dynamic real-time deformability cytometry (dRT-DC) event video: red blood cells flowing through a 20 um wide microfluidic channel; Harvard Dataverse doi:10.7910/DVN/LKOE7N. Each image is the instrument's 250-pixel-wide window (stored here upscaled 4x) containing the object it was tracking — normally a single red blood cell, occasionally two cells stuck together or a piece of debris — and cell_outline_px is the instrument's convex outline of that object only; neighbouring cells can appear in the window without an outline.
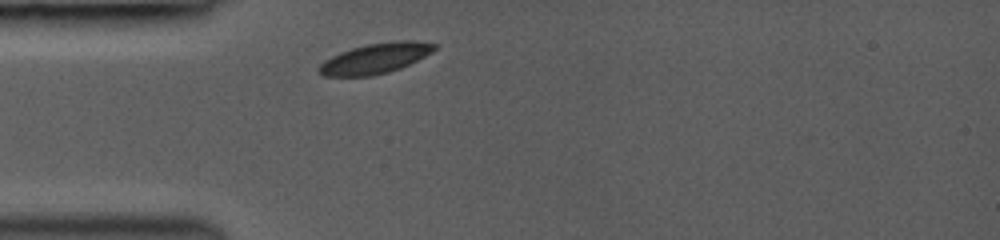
{"species": "common noctule bat (a hibernating species)", "species_latin": "Nyctalus noctula", "temperature_condition": "room temperature", "stored_images_in_passage": 5, "camera_frame_rate_fps": 3000, "um_per_image_px": 0.085, "animal": {"sex": "female", "body_mass_g": 19.0, "forearm_length_mm": 53.3}, "frame": {"image": 1, "passage_image": 1, "time_ms": 0.0, "image_size_px": [1000, 240], "cell_outline_px": [[440, 44], [432, 52], [400, 68], [388, 72], [372, 76], [324, 76], [316, 72], [316, 68], [324, 60], [340, 52], [352, 48], [368, 44], [396, 40], [408, 40]], "centroid_in_image_um": [31.87, 4.96], "position_along_channel_um": 53.1, "area_um2": 20.4}}
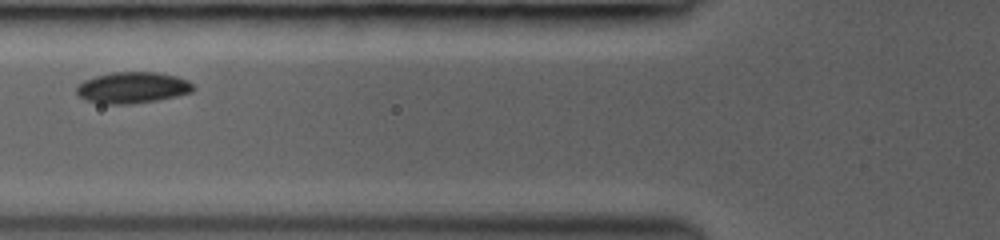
{"frame": {"image": 2, "passage_image": 3, "time_ms": 1.667, "image_size_px": [1000, 240], "cell_outline_px": [[196, 88], [192, 92], [176, 96], [156, 100], [132, 104], [100, 104], [84, 100], [76, 92], [76, 84], [84, 80], [96, 76], [116, 72], [156, 72], [176, 76], [188, 80]], "centroid_in_image_um": [11.24, 7.45], "position_along_channel_um": 114.6, "area_um2": 21.39}}
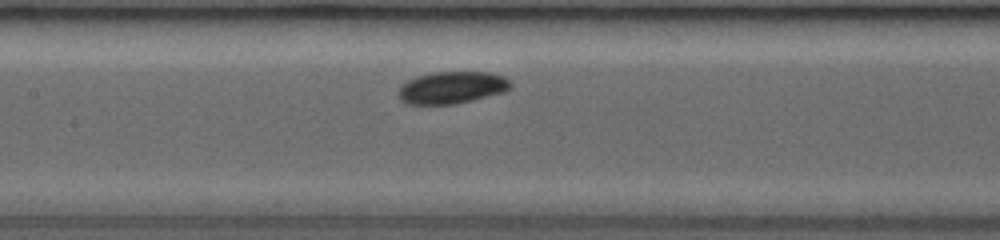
{"frame": {"image": 3, "passage_image": 5, "time_ms": 3.0, "image_size_px": [1000, 240], "cell_outline_px": [[512, 84], [504, 92], [456, 104], [404, 104], [400, 100], [396, 92], [400, 84], [416, 76], [432, 72], [492, 72], [504, 76]], "centroid_in_image_um": [38.35, 7.44], "position_along_channel_um": 169.1, "area_um2": 21.27}}